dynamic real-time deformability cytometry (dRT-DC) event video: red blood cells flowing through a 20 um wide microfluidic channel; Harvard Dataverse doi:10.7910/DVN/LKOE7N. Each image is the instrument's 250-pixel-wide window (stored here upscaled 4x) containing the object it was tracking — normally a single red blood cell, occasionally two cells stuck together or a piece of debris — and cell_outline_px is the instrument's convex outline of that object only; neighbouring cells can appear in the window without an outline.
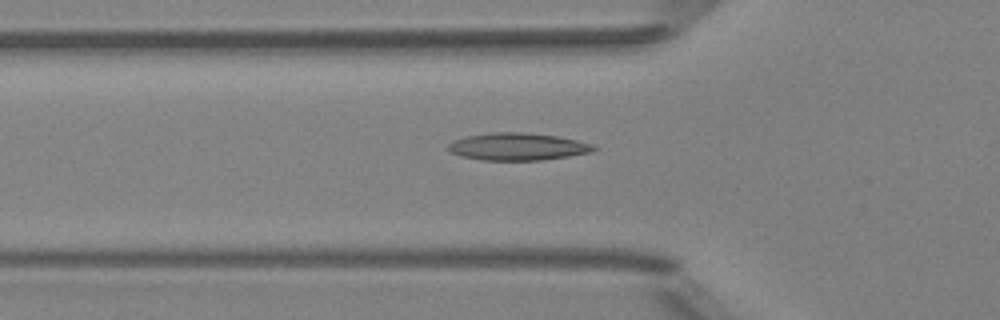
{"species": "Egyptian fruit bat (a non-hibernating species)", "species_latin": "Rousettus aegyptiacus", "temperature_condition": "room temperature", "stored_images_in_passage": 51, "camera_frame_rate_fps": 3000, "um_per_image_px": 0.085, "animal": {"sex": "female"}, "frame": {"image": 1, "passage_image": 18, "time_ms": 5.667, "image_size_px": [1000, 320], "cell_outline_px": [[596, 148], [592, 152], [544, 160], [480, 160], [460, 156], [452, 152], [448, 148], [448, 144], [452, 140], [468, 136], [492, 132], [524, 132], [556, 136], [576, 140], [592, 144]], "centroid_in_image_um": [43.98, 12.46], "position_along_channel_um": 81.8, "area_um2": 23.12}}
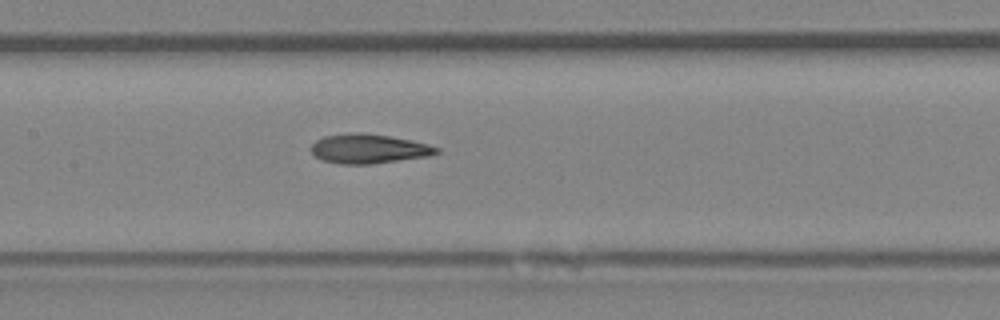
{"frame": {"image": 2, "passage_image": 25, "time_ms": 8.0, "image_size_px": [1000, 320], "cell_outline_px": [[440, 152], [428, 156], [372, 164], [340, 164], [320, 160], [312, 152], [312, 144], [316, 140], [324, 136], [348, 132], [356, 132], [388, 136], [412, 140], [428, 144], [440, 148]], "centroid_in_image_um": [31.33, 12.64], "position_along_channel_um": 176.1, "area_um2": 21.5}}
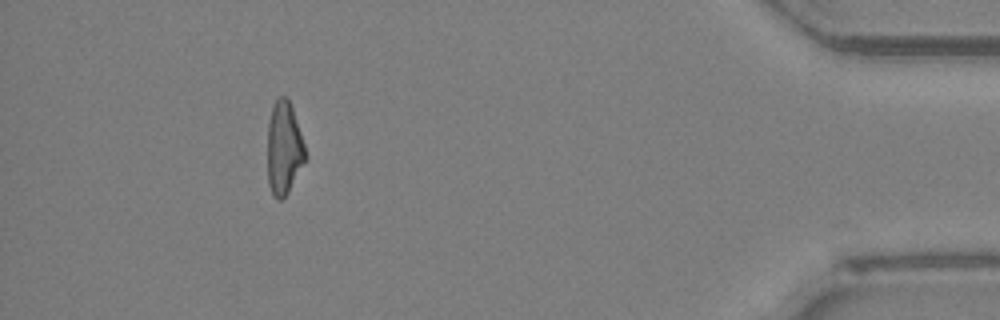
{"frame": {"image": 3, "passage_image": 47, "time_ms": 15.333, "image_size_px": [1000, 320], "cell_outline_px": [[304, 160], [288, 192], [280, 200], [276, 200], [272, 196], [268, 184], [268, 124], [272, 108], [276, 100], [280, 96], [284, 96], [288, 100], [292, 108], [304, 144]], "centroid_in_image_um": [24.1, 12.62], "position_along_channel_um": 411.1, "area_um2": 19.94}}